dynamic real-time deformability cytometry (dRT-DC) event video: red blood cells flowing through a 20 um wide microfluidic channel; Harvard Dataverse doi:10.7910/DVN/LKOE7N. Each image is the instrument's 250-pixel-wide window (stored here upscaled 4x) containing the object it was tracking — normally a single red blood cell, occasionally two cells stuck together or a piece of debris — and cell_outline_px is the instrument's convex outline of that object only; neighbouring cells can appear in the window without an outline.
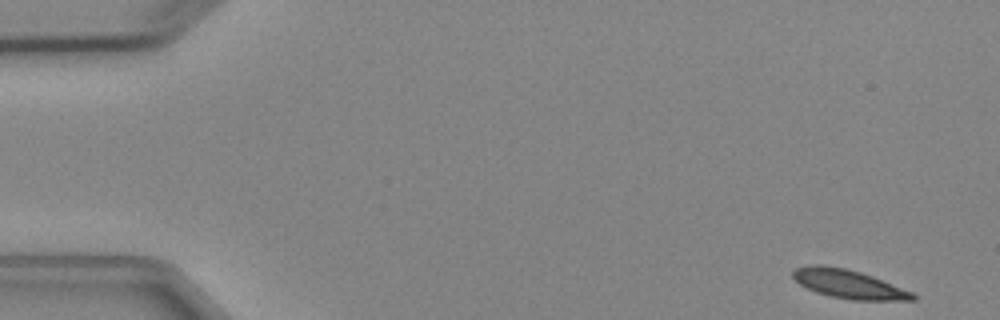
{"species": "Egyptian fruit bat (a non-hibernating species)", "species_latin": "Rousettus aegyptiacus", "temperature_condition": "cold", "stored_images_in_passage": 6, "camera_frame_rate_fps": 3000, "um_per_image_px": 0.085, "animal": {"sex": "female"}, "frame": {"image": 1, "passage_image": 1, "time_ms": 0.0, "image_size_px": [1000, 320], "cell_outline_px": [[916, 300], [852, 300], [832, 296], [816, 292], [800, 284], [792, 276], [792, 272], [796, 268], [812, 264], [820, 264], [844, 268], [860, 272], [872, 276], [912, 292], [916, 296]], "centroid_in_image_um": [72.12, 24.14], "position_along_channel_um": 12.9, "area_um2": 19.77}}
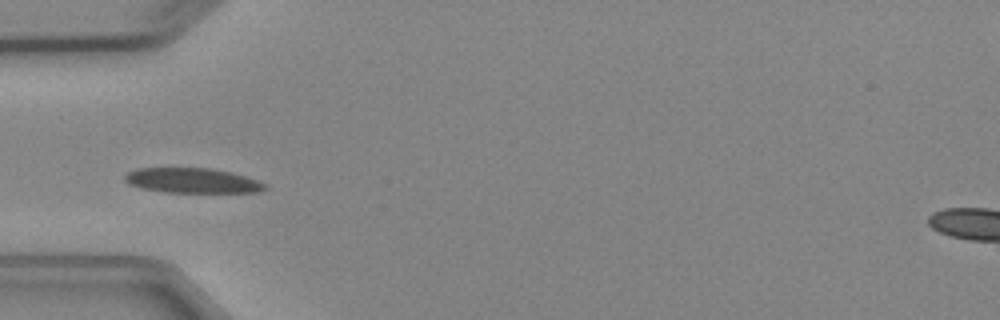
{"frame": {"image": 2, "passage_image": 4, "time_ms": 4.667, "image_size_px": [1000, 320], "cell_outline_px": [[268, 188], [260, 192], [164, 192], [140, 188], [128, 184], [124, 180], [124, 176], [128, 172], [136, 168], [212, 168], [232, 172], [268, 184]], "centroid_in_image_um": [16.34, 15.35], "position_along_channel_um": 68.7, "area_um2": 20.52}}